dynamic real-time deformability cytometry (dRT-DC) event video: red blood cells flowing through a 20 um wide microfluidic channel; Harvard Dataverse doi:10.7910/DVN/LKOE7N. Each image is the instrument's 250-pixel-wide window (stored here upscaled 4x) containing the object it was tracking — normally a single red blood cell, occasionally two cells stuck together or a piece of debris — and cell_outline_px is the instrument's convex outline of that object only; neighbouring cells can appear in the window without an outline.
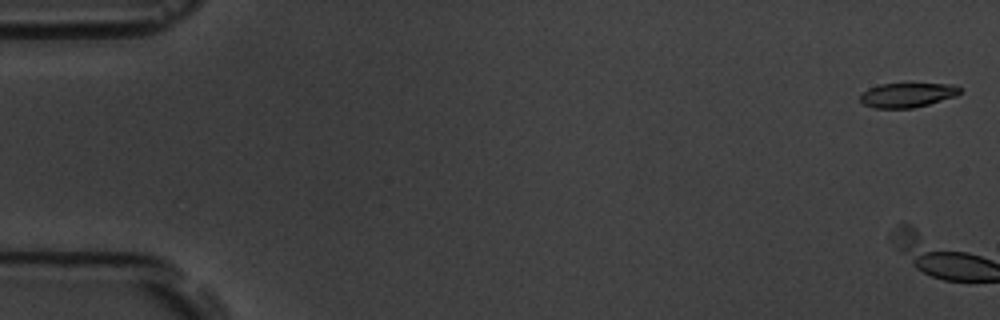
{"species": "common noctule bat (a hibernating species)", "species_latin": "Nyctalus noctula", "temperature_condition": "room temperature", "stored_images_in_passage": 7, "camera_frame_rate_fps": 3000, "um_per_image_px": 0.085, "animal": {"sex": "male", "body_mass_g": 19.5, "forearm_length_mm": 54.6}, "frame": {"image": 1, "passage_image": 1, "time_ms": 0.0, "image_size_px": [1000, 320], "cell_outline_px": [[960, 92], [956, 96], [928, 104], [912, 108], [872, 108], [864, 104], [860, 100], [860, 96], [868, 88], [880, 84], [956, 84], [960, 88]], "centroid_in_image_um": [77.11, 8.08], "position_along_channel_um": 7.9, "area_um2": 14.1}}